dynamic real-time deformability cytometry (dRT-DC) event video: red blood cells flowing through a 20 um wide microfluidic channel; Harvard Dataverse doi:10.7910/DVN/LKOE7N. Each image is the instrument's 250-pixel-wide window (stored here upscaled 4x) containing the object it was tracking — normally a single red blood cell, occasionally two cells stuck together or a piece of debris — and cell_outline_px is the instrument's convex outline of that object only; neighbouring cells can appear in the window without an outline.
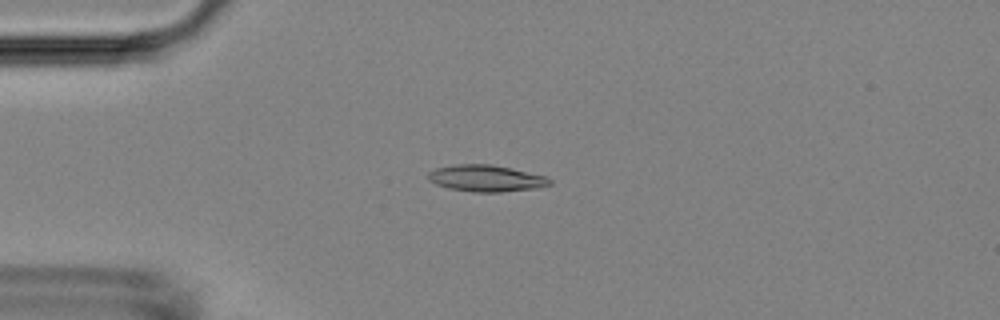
{"species": "Egyptian fruit bat (a non-hibernating species)", "species_latin": "Rousettus aegyptiacus", "temperature_condition": "room temperature", "stored_images_in_passage": 52, "camera_frame_rate_fps": 3000, "um_per_image_px": 0.085, "animal": {"sex": "female"}, "frame": {"image": 1, "passage_image": 13, "time_ms": 4.0, "image_size_px": [1000, 320], "cell_outline_px": [[552, 184], [536, 188], [500, 192], [472, 192], [448, 188], [436, 184], [428, 180], [428, 172], [436, 168], [452, 164], [492, 164], [512, 168], [548, 176], [552, 180]], "centroid_in_image_um": [41.33, 15.15], "position_along_channel_um": 43.7, "area_um2": 19.07}}
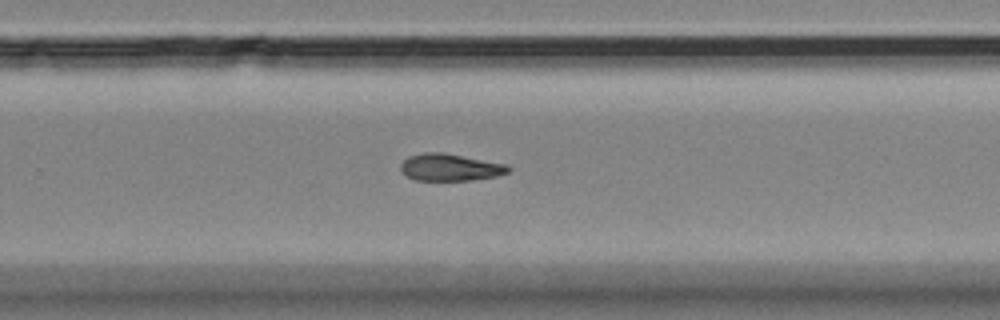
{"frame": {"image": 2, "passage_image": 34, "time_ms": 11.0, "image_size_px": [1000, 320], "cell_outline_px": [[512, 168], [508, 172], [496, 176], [472, 180], [416, 180], [408, 176], [400, 168], [400, 164], [408, 156], [424, 152], [444, 152], [508, 164]], "centroid_in_image_um": [38.29, 14.21], "position_along_channel_um": 291.5, "area_um2": 17.05}}
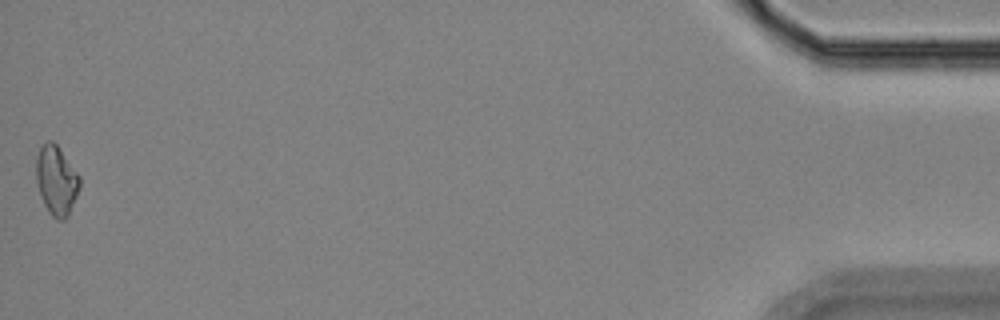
{"frame": {"image": 3, "passage_image": 52, "time_ms": 17.0, "image_size_px": [1000, 320], "cell_outline_px": [[80, 188], [68, 216], [64, 220], [56, 220], [48, 212], [44, 204], [36, 180], [36, 156], [40, 148], [48, 140], [52, 140], [60, 148], [80, 176]], "centroid_in_image_um": [4.8, 15.34], "position_along_channel_um": 430.4, "area_um2": 17.63}}